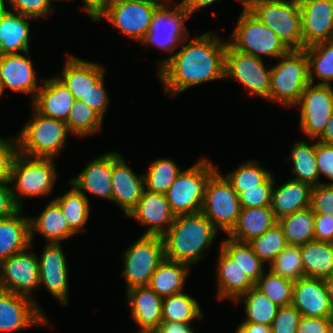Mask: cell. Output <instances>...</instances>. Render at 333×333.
I'll return each mask as SVG.
<instances>
[{
  "mask_svg": "<svg viewBox=\"0 0 333 333\" xmlns=\"http://www.w3.org/2000/svg\"><path fill=\"white\" fill-rule=\"evenodd\" d=\"M218 32L190 35L179 51L158 61L157 74L165 93L176 96L200 83L225 78V52L228 41H222ZM189 40V41H188Z\"/></svg>",
  "mask_w": 333,
  "mask_h": 333,
  "instance_id": "cell-1",
  "label": "cell"
},
{
  "mask_svg": "<svg viewBox=\"0 0 333 333\" xmlns=\"http://www.w3.org/2000/svg\"><path fill=\"white\" fill-rule=\"evenodd\" d=\"M218 231L201 212L175 216L171 227L162 236L164 256L192 266L203 258Z\"/></svg>",
  "mask_w": 333,
  "mask_h": 333,
  "instance_id": "cell-2",
  "label": "cell"
},
{
  "mask_svg": "<svg viewBox=\"0 0 333 333\" xmlns=\"http://www.w3.org/2000/svg\"><path fill=\"white\" fill-rule=\"evenodd\" d=\"M272 29L289 50L303 49L299 0H237Z\"/></svg>",
  "mask_w": 333,
  "mask_h": 333,
  "instance_id": "cell-3",
  "label": "cell"
},
{
  "mask_svg": "<svg viewBox=\"0 0 333 333\" xmlns=\"http://www.w3.org/2000/svg\"><path fill=\"white\" fill-rule=\"evenodd\" d=\"M32 116L17 136L19 154L43 159L60 156L70 134L67 124L62 120L43 116L34 108Z\"/></svg>",
  "mask_w": 333,
  "mask_h": 333,
  "instance_id": "cell-4",
  "label": "cell"
},
{
  "mask_svg": "<svg viewBox=\"0 0 333 333\" xmlns=\"http://www.w3.org/2000/svg\"><path fill=\"white\" fill-rule=\"evenodd\" d=\"M271 67L269 101L288 107L296 106L310 83L306 51L289 50Z\"/></svg>",
  "mask_w": 333,
  "mask_h": 333,
  "instance_id": "cell-5",
  "label": "cell"
},
{
  "mask_svg": "<svg viewBox=\"0 0 333 333\" xmlns=\"http://www.w3.org/2000/svg\"><path fill=\"white\" fill-rule=\"evenodd\" d=\"M199 160L182 170L165 194L175 216L195 214L202 210L207 181L217 168L207 158Z\"/></svg>",
  "mask_w": 333,
  "mask_h": 333,
  "instance_id": "cell-6",
  "label": "cell"
},
{
  "mask_svg": "<svg viewBox=\"0 0 333 333\" xmlns=\"http://www.w3.org/2000/svg\"><path fill=\"white\" fill-rule=\"evenodd\" d=\"M242 6V13L228 43L242 53L261 59L262 55L277 59L285 55L289 49L275 32L256 18L243 4Z\"/></svg>",
  "mask_w": 333,
  "mask_h": 333,
  "instance_id": "cell-7",
  "label": "cell"
},
{
  "mask_svg": "<svg viewBox=\"0 0 333 333\" xmlns=\"http://www.w3.org/2000/svg\"><path fill=\"white\" fill-rule=\"evenodd\" d=\"M54 159L30 158L19 154L14 161L10 185L16 204L22 197L47 196L53 191L57 171Z\"/></svg>",
  "mask_w": 333,
  "mask_h": 333,
  "instance_id": "cell-8",
  "label": "cell"
},
{
  "mask_svg": "<svg viewBox=\"0 0 333 333\" xmlns=\"http://www.w3.org/2000/svg\"><path fill=\"white\" fill-rule=\"evenodd\" d=\"M241 205L231 183L216 170L208 179L201 213L227 235L235 227Z\"/></svg>",
  "mask_w": 333,
  "mask_h": 333,
  "instance_id": "cell-9",
  "label": "cell"
},
{
  "mask_svg": "<svg viewBox=\"0 0 333 333\" xmlns=\"http://www.w3.org/2000/svg\"><path fill=\"white\" fill-rule=\"evenodd\" d=\"M122 276L127 288L147 286L159 263L165 258L162 236L142 235L123 253Z\"/></svg>",
  "mask_w": 333,
  "mask_h": 333,
  "instance_id": "cell-10",
  "label": "cell"
},
{
  "mask_svg": "<svg viewBox=\"0 0 333 333\" xmlns=\"http://www.w3.org/2000/svg\"><path fill=\"white\" fill-rule=\"evenodd\" d=\"M159 8L149 0H113L97 22L105 18L125 37L140 43L150 30L153 17Z\"/></svg>",
  "mask_w": 333,
  "mask_h": 333,
  "instance_id": "cell-11",
  "label": "cell"
},
{
  "mask_svg": "<svg viewBox=\"0 0 333 333\" xmlns=\"http://www.w3.org/2000/svg\"><path fill=\"white\" fill-rule=\"evenodd\" d=\"M238 80L248 93L269 100L271 68H267L263 59L242 53L229 43L225 52V79Z\"/></svg>",
  "mask_w": 333,
  "mask_h": 333,
  "instance_id": "cell-12",
  "label": "cell"
},
{
  "mask_svg": "<svg viewBox=\"0 0 333 333\" xmlns=\"http://www.w3.org/2000/svg\"><path fill=\"white\" fill-rule=\"evenodd\" d=\"M296 105L300 108V130L307 138L317 140L333 112L332 85L309 83Z\"/></svg>",
  "mask_w": 333,
  "mask_h": 333,
  "instance_id": "cell-13",
  "label": "cell"
},
{
  "mask_svg": "<svg viewBox=\"0 0 333 333\" xmlns=\"http://www.w3.org/2000/svg\"><path fill=\"white\" fill-rule=\"evenodd\" d=\"M31 248L0 262V289L33 299V290L40 287V274L38 255L29 253Z\"/></svg>",
  "mask_w": 333,
  "mask_h": 333,
  "instance_id": "cell-14",
  "label": "cell"
},
{
  "mask_svg": "<svg viewBox=\"0 0 333 333\" xmlns=\"http://www.w3.org/2000/svg\"><path fill=\"white\" fill-rule=\"evenodd\" d=\"M189 13L180 7H161L155 13L150 30L139 43L145 47L155 45L160 50L173 52L190 35L185 26Z\"/></svg>",
  "mask_w": 333,
  "mask_h": 333,
  "instance_id": "cell-15",
  "label": "cell"
},
{
  "mask_svg": "<svg viewBox=\"0 0 333 333\" xmlns=\"http://www.w3.org/2000/svg\"><path fill=\"white\" fill-rule=\"evenodd\" d=\"M48 324L47 316L34 299L0 289V332Z\"/></svg>",
  "mask_w": 333,
  "mask_h": 333,
  "instance_id": "cell-16",
  "label": "cell"
},
{
  "mask_svg": "<svg viewBox=\"0 0 333 333\" xmlns=\"http://www.w3.org/2000/svg\"><path fill=\"white\" fill-rule=\"evenodd\" d=\"M303 49L333 39V0H299Z\"/></svg>",
  "mask_w": 333,
  "mask_h": 333,
  "instance_id": "cell-17",
  "label": "cell"
},
{
  "mask_svg": "<svg viewBox=\"0 0 333 333\" xmlns=\"http://www.w3.org/2000/svg\"><path fill=\"white\" fill-rule=\"evenodd\" d=\"M39 260L40 286L60 302L68 303V267L61 243H46Z\"/></svg>",
  "mask_w": 333,
  "mask_h": 333,
  "instance_id": "cell-18",
  "label": "cell"
},
{
  "mask_svg": "<svg viewBox=\"0 0 333 333\" xmlns=\"http://www.w3.org/2000/svg\"><path fill=\"white\" fill-rule=\"evenodd\" d=\"M127 216L137 220L140 225L147 226L148 229L143 235L149 236H163L175 218L166 195L145 189L142 197Z\"/></svg>",
  "mask_w": 333,
  "mask_h": 333,
  "instance_id": "cell-19",
  "label": "cell"
},
{
  "mask_svg": "<svg viewBox=\"0 0 333 333\" xmlns=\"http://www.w3.org/2000/svg\"><path fill=\"white\" fill-rule=\"evenodd\" d=\"M29 52L0 55V97L5 89L31 94L34 99L40 86Z\"/></svg>",
  "mask_w": 333,
  "mask_h": 333,
  "instance_id": "cell-20",
  "label": "cell"
},
{
  "mask_svg": "<svg viewBox=\"0 0 333 333\" xmlns=\"http://www.w3.org/2000/svg\"><path fill=\"white\" fill-rule=\"evenodd\" d=\"M292 304L301 316L333 318V304L323 279L302 277L295 281Z\"/></svg>",
  "mask_w": 333,
  "mask_h": 333,
  "instance_id": "cell-21",
  "label": "cell"
},
{
  "mask_svg": "<svg viewBox=\"0 0 333 333\" xmlns=\"http://www.w3.org/2000/svg\"><path fill=\"white\" fill-rule=\"evenodd\" d=\"M144 175H136L118 152L113 151L112 202L124 211L126 216L142 197Z\"/></svg>",
  "mask_w": 333,
  "mask_h": 333,
  "instance_id": "cell-22",
  "label": "cell"
},
{
  "mask_svg": "<svg viewBox=\"0 0 333 333\" xmlns=\"http://www.w3.org/2000/svg\"><path fill=\"white\" fill-rule=\"evenodd\" d=\"M87 163L69 183L83 194L87 192L112 202L113 151Z\"/></svg>",
  "mask_w": 333,
  "mask_h": 333,
  "instance_id": "cell-23",
  "label": "cell"
},
{
  "mask_svg": "<svg viewBox=\"0 0 333 333\" xmlns=\"http://www.w3.org/2000/svg\"><path fill=\"white\" fill-rule=\"evenodd\" d=\"M42 83L32 99V108L43 116L66 122L74 96L56 76L45 79Z\"/></svg>",
  "mask_w": 333,
  "mask_h": 333,
  "instance_id": "cell-24",
  "label": "cell"
},
{
  "mask_svg": "<svg viewBox=\"0 0 333 333\" xmlns=\"http://www.w3.org/2000/svg\"><path fill=\"white\" fill-rule=\"evenodd\" d=\"M105 69L98 63L82 60L67 53L63 73L56 77L70 90L75 100H81L105 76Z\"/></svg>",
  "mask_w": 333,
  "mask_h": 333,
  "instance_id": "cell-25",
  "label": "cell"
},
{
  "mask_svg": "<svg viewBox=\"0 0 333 333\" xmlns=\"http://www.w3.org/2000/svg\"><path fill=\"white\" fill-rule=\"evenodd\" d=\"M29 19L33 18L6 9L0 3V55L29 51Z\"/></svg>",
  "mask_w": 333,
  "mask_h": 333,
  "instance_id": "cell-26",
  "label": "cell"
},
{
  "mask_svg": "<svg viewBox=\"0 0 333 333\" xmlns=\"http://www.w3.org/2000/svg\"><path fill=\"white\" fill-rule=\"evenodd\" d=\"M131 317L140 330H157L162 322L163 297L148 286L126 290Z\"/></svg>",
  "mask_w": 333,
  "mask_h": 333,
  "instance_id": "cell-27",
  "label": "cell"
},
{
  "mask_svg": "<svg viewBox=\"0 0 333 333\" xmlns=\"http://www.w3.org/2000/svg\"><path fill=\"white\" fill-rule=\"evenodd\" d=\"M275 184L274 178L270 208L277 220L310 207L311 185L296 180L284 182L277 187Z\"/></svg>",
  "mask_w": 333,
  "mask_h": 333,
  "instance_id": "cell-28",
  "label": "cell"
},
{
  "mask_svg": "<svg viewBox=\"0 0 333 333\" xmlns=\"http://www.w3.org/2000/svg\"><path fill=\"white\" fill-rule=\"evenodd\" d=\"M217 265L218 292L216 297L219 300L231 299L234 302L239 296L255 286L238 264L221 248Z\"/></svg>",
  "mask_w": 333,
  "mask_h": 333,
  "instance_id": "cell-29",
  "label": "cell"
},
{
  "mask_svg": "<svg viewBox=\"0 0 333 333\" xmlns=\"http://www.w3.org/2000/svg\"><path fill=\"white\" fill-rule=\"evenodd\" d=\"M23 208L14 215L0 219V262L30 247V219Z\"/></svg>",
  "mask_w": 333,
  "mask_h": 333,
  "instance_id": "cell-30",
  "label": "cell"
},
{
  "mask_svg": "<svg viewBox=\"0 0 333 333\" xmlns=\"http://www.w3.org/2000/svg\"><path fill=\"white\" fill-rule=\"evenodd\" d=\"M44 208L38 217H29L31 244H33L36 231L46 238V243H60L61 240L76 235L68 226L61 208L55 200L50 201Z\"/></svg>",
  "mask_w": 333,
  "mask_h": 333,
  "instance_id": "cell-31",
  "label": "cell"
},
{
  "mask_svg": "<svg viewBox=\"0 0 333 333\" xmlns=\"http://www.w3.org/2000/svg\"><path fill=\"white\" fill-rule=\"evenodd\" d=\"M277 222L270 206L241 208L238 221L227 236L239 242H250Z\"/></svg>",
  "mask_w": 333,
  "mask_h": 333,
  "instance_id": "cell-32",
  "label": "cell"
},
{
  "mask_svg": "<svg viewBox=\"0 0 333 333\" xmlns=\"http://www.w3.org/2000/svg\"><path fill=\"white\" fill-rule=\"evenodd\" d=\"M190 267L188 264L164 258L147 286L161 297L182 293Z\"/></svg>",
  "mask_w": 333,
  "mask_h": 333,
  "instance_id": "cell-33",
  "label": "cell"
},
{
  "mask_svg": "<svg viewBox=\"0 0 333 333\" xmlns=\"http://www.w3.org/2000/svg\"><path fill=\"white\" fill-rule=\"evenodd\" d=\"M300 249L305 277L324 279L333 272V243L313 240Z\"/></svg>",
  "mask_w": 333,
  "mask_h": 333,
  "instance_id": "cell-34",
  "label": "cell"
},
{
  "mask_svg": "<svg viewBox=\"0 0 333 333\" xmlns=\"http://www.w3.org/2000/svg\"><path fill=\"white\" fill-rule=\"evenodd\" d=\"M315 144H308L307 141H298L292 147L288 161L292 162L291 172L296 175L292 180L307 183L312 187L322 184L319 178L316 160V139Z\"/></svg>",
  "mask_w": 333,
  "mask_h": 333,
  "instance_id": "cell-35",
  "label": "cell"
},
{
  "mask_svg": "<svg viewBox=\"0 0 333 333\" xmlns=\"http://www.w3.org/2000/svg\"><path fill=\"white\" fill-rule=\"evenodd\" d=\"M71 189L54 200L59 204L68 226L76 233L85 232L90 216L89 199L73 185Z\"/></svg>",
  "mask_w": 333,
  "mask_h": 333,
  "instance_id": "cell-36",
  "label": "cell"
},
{
  "mask_svg": "<svg viewBox=\"0 0 333 333\" xmlns=\"http://www.w3.org/2000/svg\"><path fill=\"white\" fill-rule=\"evenodd\" d=\"M238 301L244 303L245 314L247 315L241 323H258L271 326L279 308L255 286L239 296L233 303L237 304Z\"/></svg>",
  "mask_w": 333,
  "mask_h": 333,
  "instance_id": "cell-37",
  "label": "cell"
},
{
  "mask_svg": "<svg viewBox=\"0 0 333 333\" xmlns=\"http://www.w3.org/2000/svg\"><path fill=\"white\" fill-rule=\"evenodd\" d=\"M288 245H304L314 240V213L306 208L278 220Z\"/></svg>",
  "mask_w": 333,
  "mask_h": 333,
  "instance_id": "cell-38",
  "label": "cell"
},
{
  "mask_svg": "<svg viewBox=\"0 0 333 333\" xmlns=\"http://www.w3.org/2000/svg\"><path fill=\"white\" fill-rule=\"evenodd\" d=\"M203 313L198 301L184 292L163 297L162 321L191 324L201 319Z\"/></svg>",
  "mask_w": 333,
  "mask_h": 333,
  "instance_id": "cell-39",
  "label": "cell"
},
{
  "mask_svg": "<svg viewBox=\"0 0 333 333\" xmlns=\"http://www.w3.org/2000/svg\"><path fill=\"white\" fill-rule=\"evenodd\" d=\"M309 61V80L314 84L331 85L333 80V39L304 48Z\"/></svg>",
  "mask_w": 333,
  "mask_h": 333,
  "instance_id": "cell-40",
  "label": "cell"
},
{
  "mask_svg": "<svg viewBox=\"0 0 333 333\" xmlns=\"http://www.w3.org/2000/svg\"><path fill=\"white\" fill-rule=\"evenodd\" d=\"M221 249L232 258L255 284L264 272V263L253 252L248 242H239L230 237L221 241Z\"/></svg>",
  "mask_w": 333,
  "mask_h": 333,
  "instance_id": "cell-41",
  "label": "cell"
},
{
  "mask_svg": "<svg viewBox=\"0 0 333 333\" xmlns=\"http://www.w3.org/2000/svg\"><path fill=\"white\" fill-rule=\"evenodd\" d=\"M182 171L174 160L158 158L154 160L144 175L145 190L166 194Z\"/></svg>",
  "mask_w": 333,
  "mask_h": 333,
  "instance_id": "cell-42",
  "label": "cell"
},
{
  "mask_svg": "<svg viewBox=\"0 0 333 333\" xmlns=\"http://www.w3.org/2000/svg\"><path fill=\"white\" fill-rule=\"evenodd\" d=\"M65 123L71 134L82 137L100 131L103 117L81 100H74Z\"/></svg>",
  "mask_w": 333,
  "mask_h": 333,
  "instance_id": "cell-43",
  "label": "cell"
},
{
  "mask_svg": "<svg viewBox=\"0 0 333 333\" xmlns=\"http://www.w3.org/2000/svg\"><path fill=\"white\" fill-rule=\"evenodd\" d=\"M245 162L234 169V171L224 175L238 195L243 192V189L257 188L272 175L258 161L250 160Z\"/></svg>",
  "mask_w": 333,
  "mask_h": 333,
  "instance_id": "cell-44",
  "label": "cell"
},
{
  "mask_svg": "<svg viewBox=\"0 0 333 333\" xmlns=\"http://www.w3.org/2000/svg\"><path fill=\"white\" fill-rule=\"evenodd\" d=\"M294 281L273 273L270 269L263 272L255 287L270 298L277 306H287L293 302Z\"/></svg>",
  "mask_w": 333,
  "mask_h": 333,
  "instance_id": "cell-45",
  "label": "cell"
},
{
  "mask_svg": "<svg viewBox=\"0 0 333 333\" xmlns=\"http://www.w3.org/2000/svg\"><path fill=\"white\" fill-rule=\"evenodd\" d=\"M253 252L266 264H270L279 253L288 245L282 227L277 222L261 236L248 242Z\"/></svg>",
  "mask_w": 333,
  "mask_h": 333,
  "instance_id": "cell-46",
  "label": "cell"
},
{
  "mask_svg": "<svg viewBox=\"0 0 333 333\" xmlns=\"http://www.w3.org/2000/svg\"><path fill=\"white\" fill-rule=\"evenodd\" d=\"M269 267L273 273L294 282L305 277L300 246L287 245Z\"/></svg>",
  "mask_w": 333,
  "mask_h": 333,
  "instance_id": "cell-47",
  "label": "cell"
},
{
  "mask_svg": "<svg viewBox=\"0 0 333 333\" xmlns=\"http://www.w3.org/2000/svg\"><path fill=\"white\" fill-rule=\"evenodd\" d=\"M273 186L274 177L271 175L257 188L243 189V192L239 194L241 208L269 207Z\"/></svg>",
  "mask_w": 333,
  "mask_h": 333,
  "instance_id": "cell-48",
  "label": "cell"
},
{
  "mask_svg": "<svg viewBox=\"0 0 333 333\" xmlns=\"http://www.w3.org/2000/svg\"><path fill=\"white\" fill-rule=\"evenodd\" d=\"M19 155L17 136L0 137V183H10L13 164Z\"/></svg>",
  "mask_w": 333,
  "mask_h": 333,
  "instance_id": "cell-49",
  "label": "cell"
},
{
  "mask_svg": "<svg viewBox=\"0 0 333 333\" xmlns=\"http://www.w3.org/2000/svg\"><path fill=\"white\" fill-rule=\"evenodd\" d=\"M5 1L9 2V10L12 9V11L18 12L23 16L33 18V20L48 17L54 9L51 6V0H3L2 4H5Z\"/></svg>",
  "mask_w": 333,
  "mask_h": 333,
  "instance_id": "cell-50",
  "label": "cell"
},
{
  "mask_svg": "<svg viewBox=\"0 0 333 333\" xmlns=\"http://www.w3.org/2000/svg\"><path fill=\"white\" fill-rule=\"evenodd\" d=\"M301 317L300 312L293 304L279 307L270 326V333H297Z\"/></svg>",
  "mask_w": 333,
  "mask_h": 333,
  "instance_id": "cell-51",
  "label": "cell"
},
{
  "mask_svg": "<svg viewBox=\"0 0 333 333\" xmlns=\"http://www.w3.org/2000/svg\"><path fill=\"white\" fill-rule=\"evenodd\" d=\"M310 208L314 214L333 217V185H317L312 188Z\"/></svg>",
  "mask_w": 333,
  "mask_h": 333,
  "instance_id": "cell-52",
  "label": "cell"
},
{
  "mask_svg": "<svg viewBox=\"0 0 333 333\" xmlns=\"http://www.w3.org/2000/svg\"><path fill=\"white\" fill-rule=\"evenodd\" d=\"M316 160L320 175L323 174L330 182H322L323 185H333V144H326L317 140Z\"/></svg>",
  "mask_w": 333,
  "mask_h": 333,
  "instance_id": "cell-53",
  "label": "cell"
},
{
  "mask_svg": "<svg viewBox=\"0 0 333 333\" xmlns=\"http://www.w3.org/2000/svg\"><path fill=\"white\" fill-rule=\"evenodd\" d=\"M104 76L94 85L93 88L81 99L83 103L95 110L102 117L108 108L109 97L104 88Z\"/></svg>",
  "mask_w": 333,
  "mask_h": 333,
  "instance_id": "cell-54",
  "label": "cell"
},
{
  "mask_svg": "<svg viewBox=\"0 0 333 333\" xmlns=\"http://www.w3.org/2000/svg\"><path fill=\"white\" fill-rule=\"evenodd\" d=\"M297 333H333V318H300Z\"/></svg>",
  "mask_w": 333,
  "mask_h": 333,
  "instance_id": "cell-55",
  "label": "cell"
},
{
  "mask_svg": "<svg viewBox=\"0 0 333 333\" xmlns=\"http://www.w3.org/2000/svg\"><path fill=\"white\" fill-rule=\"evenodd\" d=\"M314 240L333 243V217L314 214Z\"/></svg>",
  "mask_w": 333,
  "mask_h": 333,
  "instance_id": "cell-56",
  "label": "cell"
},
{
  "mask_svg": "<svg viewBox=\"0 0 333 333\" xmlns=\"http://www.w3.org/2000/svg\"><path fill=\"white\" fill-rule=\"evenodd\" d=\"M10 183H0V219L8 218L21 208L16 204Z\"/></svg>",
  "mask_w": 333,
  "mask_h": 333,
  "instance_id": "cell-57",
  "label": "cell"
},
{
  "mask_svg": "<svg viewBox=\"0 0 333 333\" xmlns=\"http://www.w3.org/2000/svg\"><path fill=\"white\" fill-rule=\"evenodd\" d=\"M84 10L91 20L97 22L107 11L113 0H84Z\"/></svg>",
  "mask_w": 333,
  "mask_h": 333,
  "instance_id": "cell-58",
  "label": "cell"
},
{
  "mask_svg": "<svg viewBox=\"0 0 333 333\" xmlns=\"http://www.w3.org/2000/svg\"><path fill=\"white\" fill-rule=\"evenodd\" d=\"M157 333H195L192 324L162 321Z\"/></svg>",
  "mask_w": 333,
  "mask_h": 333,
  "instance_id": "cell-59",
  "label": "cell"
},
{
  "mask_svg": "<svg viewBox=\"0 0 333 333\" xmlns=\"http://www.w3.org/2000/svg\"><path fill=\"white\" fill-rule=\"evenodd\" d=\"M217 0H182L179 4L174 7H182L184 8L189 15L191 16L196 10L211 5Z\"/></svg>",
  "mask_w": 333,
  "mask_h": 333,
  "instance_id": "cell-60",
  "label": "cell"
},
{
  "mask_svg": "<svg viewBox=\"0 0 333 333\" xmlns=\"http://www.w3.org/2000/svg\"><path fill=\"white\" fill-rule=\"evenodd\" d=\"M235 333H270V326L258 323H240Z\"/></svg>",
  "mask_w": 333,
  "mask_h": 333,
  "instance_id": "cell-61",
  "label": "cell"
},
{
  "mask_svg": "<svg viewBox=\"0 0 333 333\" xmlns=\"http://www.w3.org/2000/svg\"><path fill=\"white\" fill-rule=\"evenodd\" d=\"M317 140L326 144H333V112L324 133Z\"/></svg>",
  "mask_w": 333,
  "mask_h": 333,
  "instance_id": "cell-62",
  "label": "cell"
},
{
  "mask_svg": "<svg viewBox=\"0 0 333 333\" xmlns=\"http://www.w3.org/2000/svg\"><path fill=\"white\" fill-rule=\"evenodd\" d=\"M323 280L327 289V293L333 304V272L329 276L325 277Z\"/></svg>",
  "mask_w": 333,
  "mask_h": 333,
  "instance_id": "cell-63",
  "label": "cell"
},
{
  "mask_svg": "<svg viewBox=\"0 0 333 333\" xmlns=\"http://www.w3.org/2000/svg\"><path fill=\"white\" fill-rule=\"evenodd\" d=\"M149 1L151 3H154V4L158 5L160 8L161 7H164V8H166V7H172L171 4L168 3L169 0L168 1L167 0H149Z\"/></svg>",
  "mask_w": 333,
  "mask_h": 333,
  "instance_id": "cell-64",
  "label": "cell"
},
{
  "mask_svg": "<svg viewBox=\"0 0 333 333\" xmlns=\"http://www.w3.org/2000/svg\"><path fill=\"white\" fill-rule=\"evenodd\" d=\"M136 333H157V330H138Z\"/></svg>",
  "mask_w": 333,
  "mask_h": 333,
  "instance_id": "cell-65",
  "label": "cell"
},
{
  "mask_svg": "<svg viewBox=\"0 0 333 333\" xmlns=\"http://www.w3.org/2000/svg\"><path fill=\"white\" fill-rule=\"evenodd\" d=\"M53 1H54V0H51L52 3H53ZM56 1H57V0H55V2H56ZM58 1H59V0H58ZM61 1H64V0H61ZM67 1H71V0H67Z\"/></svg>",
  "mask_w": 333,
  "mask_h": 333,
  "instance_id": "cell-66",
  "label": "cell"
}]
</instances>
